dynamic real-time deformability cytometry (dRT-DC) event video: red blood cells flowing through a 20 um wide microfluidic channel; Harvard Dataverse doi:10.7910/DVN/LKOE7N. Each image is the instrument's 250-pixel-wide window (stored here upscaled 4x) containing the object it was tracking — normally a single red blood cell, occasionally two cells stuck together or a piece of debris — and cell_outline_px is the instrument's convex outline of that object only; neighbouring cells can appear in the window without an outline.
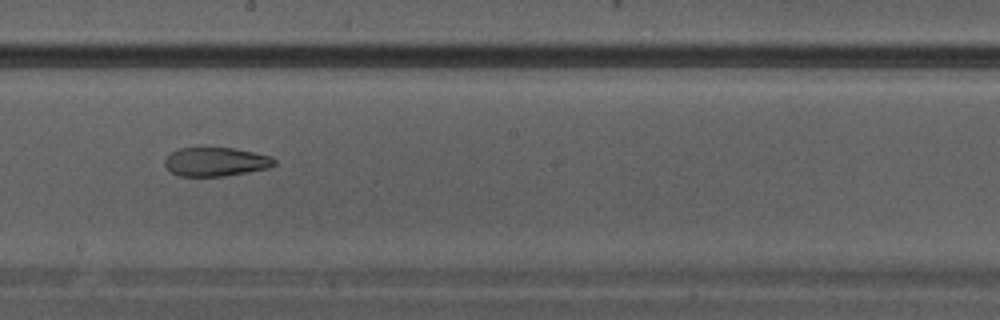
{"species": "Egyptian fruit bat (a non-hibernating species)", "species_latin": "Rousettus aegyptiacus", "temperature_condition": "warm", "stored_images_in_passage": 29, "camera_frame_rate_fps": 3000, "um_per_image_px": 0.085, "animal": {"sex": "male"}, "frame": {"image": 1, "passage_image": 17, "time_ms": 5.333, "image_size_px": [1000, 320], "cell_outline_px": [[276, 164], [272, 168], [224, 176], [180, 176], [172, 172], [164, 164], [164, 160], [172, 152], [180, 148], [232, 148], [272, 156], [276, 160]], "centroid_in_image_um": [18.39, 13.76], "position_along_channel_um": 229.8, "area_um2": 18.38}}